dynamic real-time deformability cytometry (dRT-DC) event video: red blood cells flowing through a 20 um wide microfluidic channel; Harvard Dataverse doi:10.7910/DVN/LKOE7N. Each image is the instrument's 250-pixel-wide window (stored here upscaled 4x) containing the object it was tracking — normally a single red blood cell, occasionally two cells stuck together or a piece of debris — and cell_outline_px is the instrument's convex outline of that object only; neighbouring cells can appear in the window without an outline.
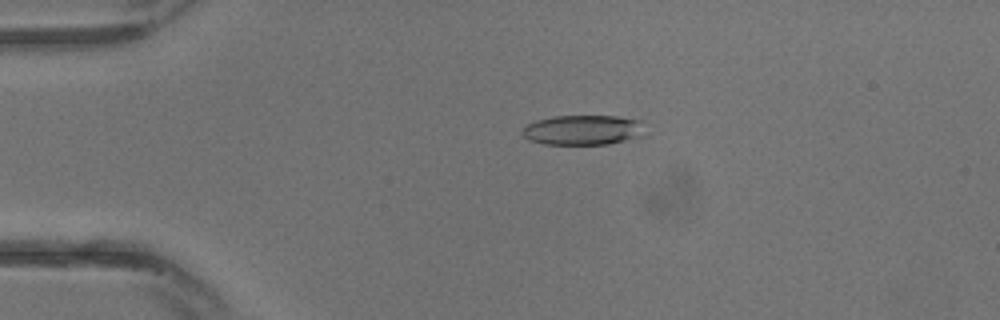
{"species": "common noctule bat (a hibernating species)", "species_latin": "Nyctalus noctula", "temperature_condition": "warm", "stored_images_in_passage": 17, "camera_frame_rate_fps": 3000, "um_per_image_px": 0.085, "animal": {"sex": "male", "body_mass_g": 13.3}, "frame": {"image": 1, "passage_image": 7, "time_ms": 2.0, "image_size_px": [1000, 320], "cell_outline_px": [[644, 136], [608, 144], [544, 144], [528, 140], [520, 132], [520, 128], [536, 120], [552, 116], [616, 116], [640, 120]], "centroid_in_image_um": [49.5, 11.05], "position_along_channel_um": 35.5, "area_um2": 21.5}}
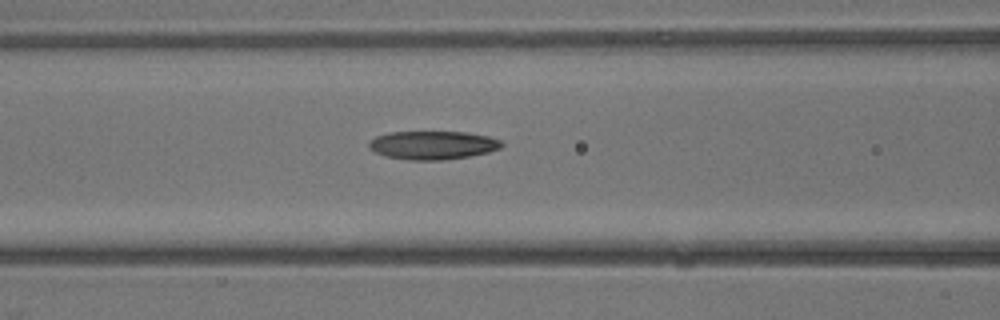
{"frame": {"image": 2, "passage_image": 13, "time_ms": 4.0, "image_size_px": [1000, 320], "cell_outline_px": [[504, 144], [500, 148], [488, 152], [472, 156], [444, 160], [408, 160], [384, 156], [368, 148], [368, 140], [376, 136], [388, 132], [468, 132], [488, 136], [500, 140]], "centroid_in_image_um": [36.76, 12.34], "position_along_channel_um": 129.8, "area_um2": 22.25}}
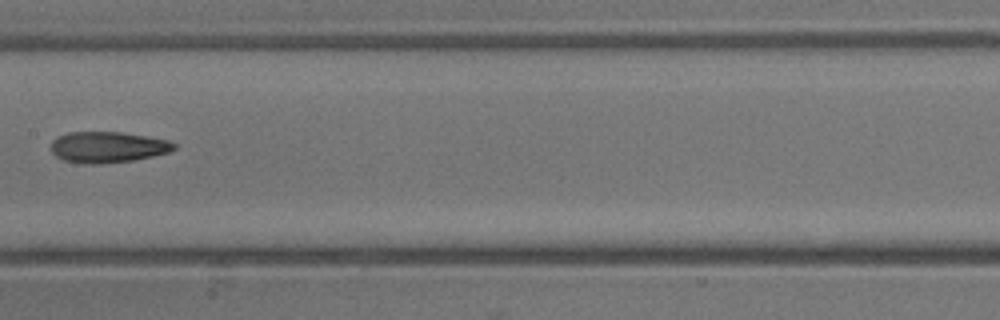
{"frame": {"image": 3, "passage_image": 16, "time_ms": 5.0, "image_size_px": [1000, 320], "cell_outline_px": [[176, 148], [168, 152], [152, 156], [132, 160], [96, 164], [84, 164], [64, 160], [56, 156], [52, 152], [52, 140], [68, 132], [124, 132], [148, 136], [168, 140], [176, 144]], "centroid_in_image_um": [9.17, 12.5], "position_along_channel_um": 198.2, "area_um2": 22.14}}